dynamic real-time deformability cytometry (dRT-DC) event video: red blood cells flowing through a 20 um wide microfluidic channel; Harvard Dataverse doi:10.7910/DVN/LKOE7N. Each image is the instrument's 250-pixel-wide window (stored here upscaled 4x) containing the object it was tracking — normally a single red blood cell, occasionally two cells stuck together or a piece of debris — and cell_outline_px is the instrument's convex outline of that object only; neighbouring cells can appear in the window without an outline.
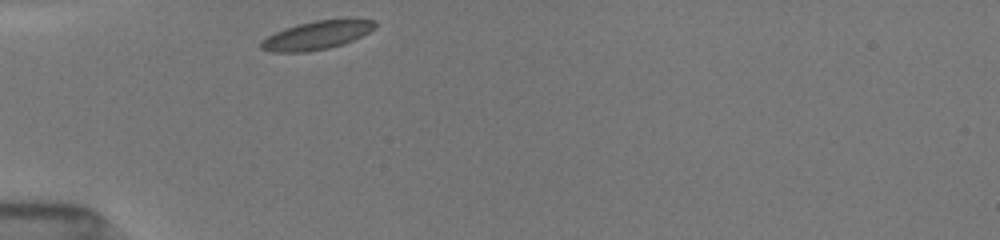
{"species": "common noctule bat (a hibernating species)", "species_latin": "Nyctalus noctula", "temperature_condition": "room temperature", "stored_images_in_passage": 21, "camera_frame_rate_fps": 3000, "um_per_image_px": 0.085, "animal": {"sex": "female", "body_mass_g": 19.5, "forearm_length_mm": 54.1}, "frame": {"image": 1, "passage_image": 1, "time_ms": 0.0, "image_size_px": [1000, 240], "cell_outline_px": [[376, 28], [352, 40], [328, 48], [304, 52], [272, 52], [260, 48], [260, 44], [268, 36], [284, 28], [296, 24], [316, 20], [348, 16], [376, 20]], "centroid_in_image_um": [27.0, 2.94], "position_along_channel_um": 58.0, "area_um2": 19.31}}
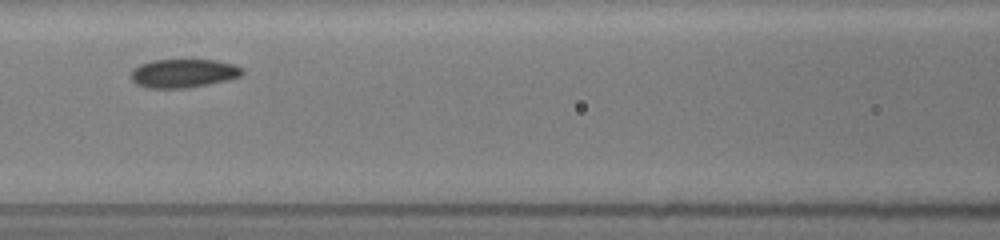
{"frame": {"image": 2, "passage_image": 7, "time_ms": 2.667, "image_size_px": [1000, 240], "cell_outline_px": [[244, 72], [240, 76], [208, 84], [184, 88], [148, 88], [136, 84], [132, 80], [132, 68], [140, 64], [152, 60], [216, 60], [232, 64], [244, 68]], "centroid_in_image_um": [15.57, 6.22], "position_along_channel_um": 151.0, "area_um2": 18.44}}
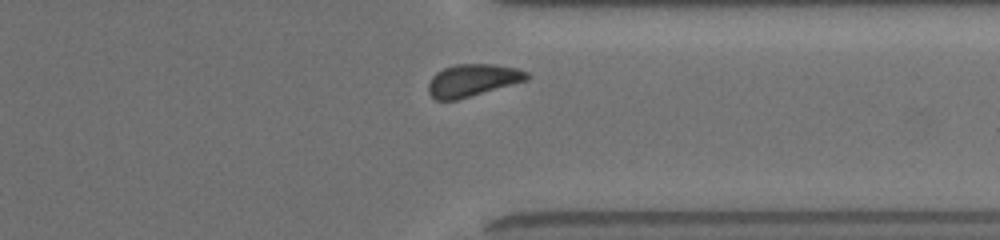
{"frame": {"image": 3, "passage_image": 19, "time_ms": 8.333, "image_size_px": [1000, 240], "cell_outline_px": [[528, 80], [456, 100], [436, 100], [428, 92], [428, 84], [432, 76], [436, 72], [444, 68], [456, 64], [492, 64], [516, 68], [528, 72]], "centroid_in_image_um": [40.15, 6.82], "position_along_channel_um": 371.3, "area_um2": 18.44}, "authors_computed_cell_mechanics": {"area_um2": 18.8428, "velocity_mm_per_s": 3.8861, "shape_relaxation_time_tau1_ms": 2.3636, "shape_relaxation_time_tau2_ms": null, "deformation_change_tau1": 0.0477, "deformation_change_tau2": null}}